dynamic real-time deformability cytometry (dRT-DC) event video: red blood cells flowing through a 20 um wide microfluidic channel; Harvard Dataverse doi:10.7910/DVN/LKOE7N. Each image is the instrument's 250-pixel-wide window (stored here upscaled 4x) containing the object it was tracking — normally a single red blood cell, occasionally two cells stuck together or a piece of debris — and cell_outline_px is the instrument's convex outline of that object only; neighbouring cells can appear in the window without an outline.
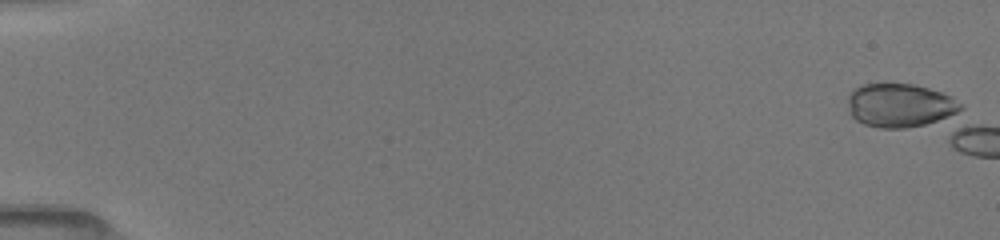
{"species": "common noctule bat (a hibernating species)", "species_latin": "Nyctalus noctula", "temperature_condition": "room temperature", "stored_images_in_passage": 1, "camera_frame_rate_fps": 3000, "um_per_image_px": 0.085, "animal": {"sex": "female", "body_mass_g": 19.5, "forearm_length_mm": 54.1}, "frame": {"image": 1, "passage_image": 1, "time_ms": 0.0, "image_size_px": [1000, 240], "cell_outline_px": [[964, 108], [956, 116], [924, 124], [904, 128], [880, 128], [864, 124], [856, 120], [852, 116], [848, 100], [848, 96], [856, 88], [864, 84], [912, 84], [928, 88], [952, 96], [964, 104]], "centroid_in_image_um": [76.58, 8.96], "position_along_channel_um": 8.4, "area_um2": 28.78}}